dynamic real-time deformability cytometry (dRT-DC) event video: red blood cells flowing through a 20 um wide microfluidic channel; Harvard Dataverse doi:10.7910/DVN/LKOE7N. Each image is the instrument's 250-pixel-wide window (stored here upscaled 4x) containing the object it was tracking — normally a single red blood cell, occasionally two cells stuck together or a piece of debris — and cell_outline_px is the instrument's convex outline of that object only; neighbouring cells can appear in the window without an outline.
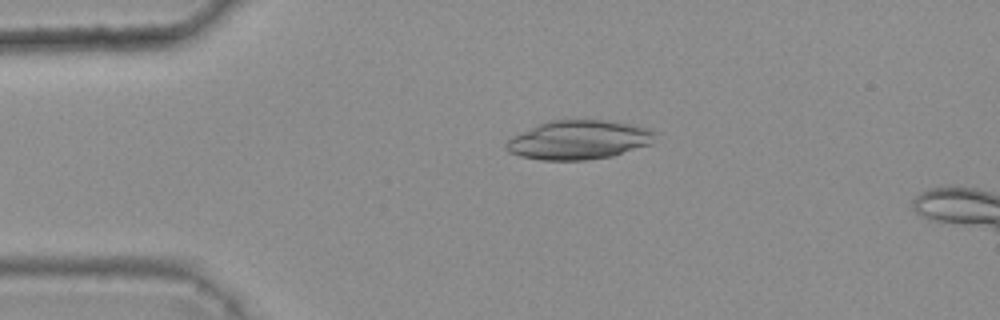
{"species": "common noctule bat (a hibernating species)", "species_latin": "Nyctalus noctula", "temperature_condition": "warm", "stored_images_in_passage": 3, "camera_frame_rate_fps": 3000, "um_per_image_px": 0.085, "animal": {"sex": "female", "body_mass_g": 25.1}, "frame": {"image": 1, "passage_image": 2, "time_ms": 0.333, "image_size_px": [1000, 320], "cell_outline_px": [[656, 132], [652, 144], [612, 156], [584, 160], [540, 160], [520, 156], [508, 152], [504, 148], [504, 144], [512, 136], [536, 124], [548, 120], [616, 120], [636, 124], [652, 128]], "centroid_in_image_um": [49.21, 11.87], "position_along_channel_um": 35.8, "area_um2": 34.56}}